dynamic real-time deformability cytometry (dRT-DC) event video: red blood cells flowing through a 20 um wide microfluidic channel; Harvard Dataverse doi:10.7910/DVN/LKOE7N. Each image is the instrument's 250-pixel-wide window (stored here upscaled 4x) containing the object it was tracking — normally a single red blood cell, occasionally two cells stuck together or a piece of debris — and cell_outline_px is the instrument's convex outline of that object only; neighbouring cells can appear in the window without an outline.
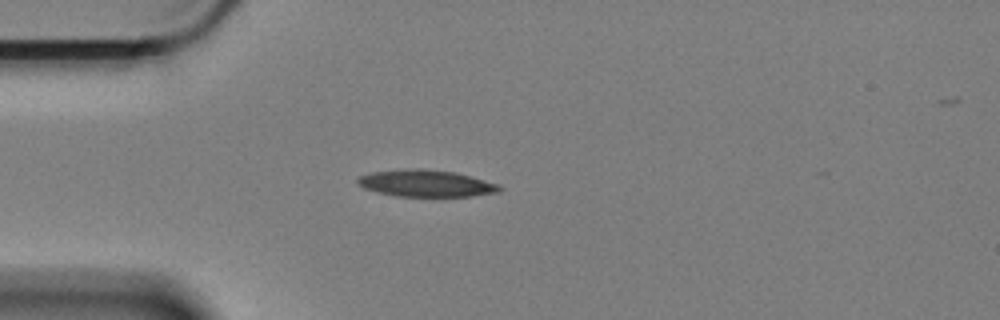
{"species": "Egyptian fruit bat (a non-hibernating species)", "species_latin": "Rousettus aegyptiacus", "temperature_condition": "cold", "stored_images_in_passage": 14, "camera_frame_rate_fps": 3000, "um_per_image_px": 0.085, "animal": {"sex": "female"}, "frame": {"image": 1, "passage_image": 1, "time_ms": 0.0, "image_size_px": [1000, 320], "cell_outline_px": [[504, 188], [500, 192], [472, 196], [396, 196], [376, 192], [364, 188], [356, 180], [360, 176], [372, 172], [408, 168], [424, 168], [456, 172], [496, 184]], "centroid_in_image_um": [36.21, 15.58], "position_along_channel_um": 48.8, "area_um2": 22.14}}
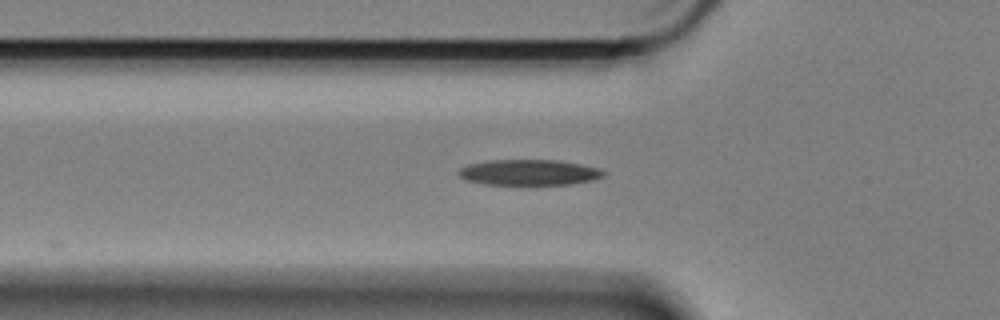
{"frame": {"image": 2, "passage_image": 5, "time_ms": 1.333, "image_size_px": [1000, 320], "cell_outline_px": [[608, 172], [604, 176], [592, 180], [568, 184], [484, 184], [464, 180], [456, 172], [460, 168], [468, 164], [488, 160], [556, 160], [580, 164], [600, 168]], "centroid_in_image_um": [44.95, 14.65], "position_along_channel_um": 80.8, "area_um2": 21.73}}
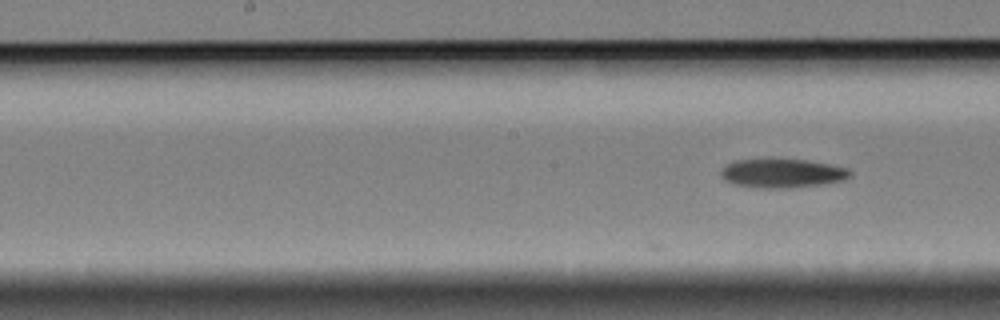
{"frame": {"image": 3, "passage_image": 14, "time_ms": 4.333, "image_size_px": [1000, 320], "cell_outline_px": [[852, 176], [844, 180], [820, 184], [784, 188], [768, 188], [736, 184], [724, 180], [720, 176], [720, 172], [728, 164], [736, 160], [808, 160], [848, 168], [852, 172]], "centroid_in_image_um": [66.53, 14.73], "position_along_channel_um": 181.7, "area_um2": 21.27}}